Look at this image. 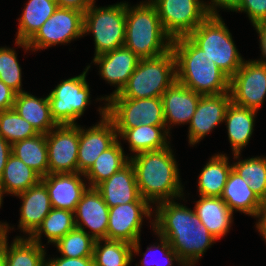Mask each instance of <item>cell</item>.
Instances as JSON below:
<instances>
[{
  "label": "cell",
  "instance_id": "6da1fadb",
  "mask_svg": "<svg viewBox=\"0 0 266 266\" xmlns=\"http://www.w3.org/2000/svg\"><path fill=\"white\" fill-rule=\"evenodd\" d=\"M156 207L154 222L151 221L155 234L170 243L185 266H194L217 239L200 223L195 210L174 200Z\"/></svg>",
  "mask_w": 266,
  "mask_h": 266
},
{
  "label": "cell",
  "instance_id": "7a4b0ae2",
  "mask_svg": "<svg viewBox=\"0 0 266 266\" xmlns=\"http://www.w3.org/2000/svg\"><path fill=\"white\" fill-rule=\"evenodd\" d=\"M140 196L149 203L183 198L179 169L171 147L130 156Z\"/></svg>",
  "mask_w": 266,
  "mask_h": 266
},
{
  "label": "cell",
  "instance_id": "3957f363",
  "mask_svg": "<svg viewBox=\"0 0 266 266\" xmlns=\"http://www.w3.org/2000/svg\"><path fill=\"white\" fill-rule=\"evenodd\" d=\"M176 81L201 95L229 92L230 78L188 36L174 38Z\"/></svg>",
  "mask_w": 266,
  "mask_h": 266
},
{
  "label": "cell",
  "instance_id": "277c9868",
  "mask_svg": "<svg viewBox=\"0 0 266 266\" xmlns=\"http://www.w3.org/2000/svg\"><path fill=\"white\" fill-rule=\"evenodd\" d=\"M172 41L160 22L156 7L149 0L133 7L126 3L125 47L140 59H147L170 51Z\"/></svg>",
  "mask_w": 266,
  "mask_h": 266
},
{
  "label": "cell",
  "instance_id": "5b68a950",
  "mask_svg": "<svg viewBox=\"0 0 266 266\" xmlns=\"http://www.w3.org/2000/svg\"><path fill=\"white\" fill-rule=\"evenodd\" d=\"M175 81L176 60L171 49L157 57L140 59L124 88L110 98L162 97Z\"/></svg>",
  "mask_w": 266,
  "mask_h": 266
},
{
  "label": "cell",
  "instance_id": "8992f818",
  "mask_svg": "<svg viewBox=\"0 0 266 266\" xmlns=\"http://www.w3.org/2000/svg\"><path fill=\"white\" fill-rule=\"evenodd\" d=\"M188 37L231 78L244 59L220 15H209Z\"/></svg>",
  "mask_w": 266,
  "mask_h": 266
},
{
  "label": "cell",
  "instance_id": "52a82bcc",
  "mask_svg": "<svg viewBox=\"0 0 266 266\" xmlns=\"http://www.w3.org/2000/svg\"><path fill=\"white\" fill-rule=\"evenodd\" d=\"M126 2L96 7L95 2L84 12L83 33L93 34L95 56L124 46Z\"/></svg>",
  "mask_w": 266,
  "mask_h": 266
},
{
  "label": "cell",
  "instance_id": "ba28073f",
  "mask_svg": "<svg viewBox=\"0 0 266 266\" xmlns=\"http://www.w3.org/2000/svg\"><path fill=\"white\" fill-rule=\"evenodd\" d=\"M62 80L47 96L52 119L57 125H77L75 122L84 114L90 104V89L86 82V73Z\"/></svg>",
  "mask_w": 266,
  "mask_h": 266
},
{
  "label": "cell",
  "instance_id": "9c48e42d",
  "mask_svg": "<svg viewBox=\"0 0 266 266\" xmlns=\"http://www.w3.org/2000/svg\"><path fill=\"white\" fill-rule=\"evenodd\" d=\"M106 115L116 130H127L139 125L166 126L161 97L109 98Z\"/></svg>",
  "mask_w": 266,
  "mask_h": 266
},
{
  "label": "cell",
  "instance_id": "30bf717a",
  "mask_svg": "<svg viewBox=\"0 0 266 266\" xmlns=\"http://www.w3.org/2000/svg\"><path fill=\"white\" fill-rule=\"evenodd\" d=\"M83 24V12L58 7L28 42L16 40V44L29 51L30 49L32 51L47 49L56 44H66L83 37Z\"/></svg>",
  "mask_w": 266,
  "mask_h": 266
},
{
  "label": "cell",
  "instance_id": "8fae6325",
  "mask_svg": "<svg viewBox=\"0 0 266 266\" xmlns=\"http://www.w3.org/2000/svg\"><path fill=\"white\" fill-rule=\"evenodd\" d=\"M150 203L141 196L127 204H119L109 208L107 240L124 241L132 244L133 252H140V233L143 216L151 218Z\"/></svg>",
  "mask_w": 266,
  "mask_h": 266
},
{
  "label": "cell",
  "instance_id": "7c38bea8",
  "mask_svg": "<svg viewBox=\"0 0 266 266\" xmlns=\"http://www.w3.org/2000/svg\"><path fill=\"white\" fill-rule=\"evenodd\" d=\"M172 39L188 36L209 14L202 0H149Z\"/></svg>",
  "mask_w": 266,
  "mask_h": 266
},
{
  "label": "cell",
  "instance_id": "4fadbf2b",
  "mask_svg": "<svg viewBox=\"0 0 266 266\" xmlns=\"http://www.w3.org/2000/svg\"><path fill=\"white\" fill-rule=\"evenodd\" d=\"M229 92L235 105L258 111L266 96V63L244 61L230 78Z\"/></svg>",
  "mask_w": 266,
  "mask_h": 266
},
{
  "label": "cell",
  "instance_id": "5bb4252c",
  "mask_svg": "<svg viewBox=\"0 0 266 266\" xmlns=\"http://www.w3.org/2000/svg\"><path fill=\"white\" fill-rule=\"evenodd\" d=\"M49 174L78 172L79 125H57L46 134Z\"/></svg>",
  "mask_w": 266,
  "mask_h": 266
},
{
  "label": "cell",
  "instance_id": "9a60e30c",
  "mask_svg": "<svg viewBox=\"0 0 266 266\" xmlns=\"http://www.w3.org/2000/svg\"><path fill=\"white\" fill-rule=\"evenodd\" d=\"M99 123L89 129L79 126L78 172L85 174L98 156L110 148L118 139L113 121L106 115V103L98 109Z\"/></svg>",
  "mask_w": 266,
  "mask_h": 266
},
{
  "label": "cell",
  "instance_id": "2e32d148",
  "mask_svg": "<svg viewBox=\"0 0 266 266\" xmlns=\"http://www.w3.org/2000/svg\"><path fill=\"white\" fill-rule=\"evenodd\" d=\"M230 92L219 95H202L189 123V144L195 145L224 121L231 103Z\"/></svg>",
  "mask_w": 266,
  "mask_h": 266
},
{
  "label": "cell",
  "instance_id": "e0dca14e",
  "mask_svg": "<svg viewBox=\"0 0 266 266\" xmlns=\"http://www.w3.org/2000/svg\"><path fill=\"white\" fill-rule=\"evenodd\" d=\"M140 58L125 46L94 56L93 63L99 65L101 77L117 88L101 101H107L111 96L119 94L135 71Z\"/></svg>",
  "mask_w": 266,
  "mask_h": 266
},
{
  "label": "cell",
  "instance_id": "ac0fdd59",
  "mask_svg": "<svg viewBox=\"0 0 266 266\" xmlns=\"http://www.w3.org/2000/svg\"><path fill=\"white\" fill-rule=\"evenodd\" d=\"M74 220L76 228L84 231L83 225L90 228L91 232L86 233L95 240L107 239L109 207L95 187H88L83 193L74 211Z\"/></svg>",
  "mask_w": 266,
  "mask_h": 266
},
{
  "label": "cell",
  "instance_id": "d6986e66",
  "mask_svg": "<svg viewBox=\"0 0 266 266\" xmlns=\"http://www.w3.org/2000/svg\"><path fill=\"white\" fill-rule=\"evenodd\" d=\"M80 176L83 173L48 174L41 178L46 186L53 208L75 211L83 193L89 186Z\"/></svg>",
  "mask_w": 266,
  "mask_h": 266
},
{
  "label": "cell",
  "instance_id": "ffe728a7",
  "mask_svg": "<svg viewBox=\"0 0 266 266\" xmlns=\"http://www.w3.org/2000/svg\"><path fill=\"white\" fill-rule=\"evenodd\" d=\"M201 96L177 81L163 93L161 98L168 133L172 124L190 123Z\"/></svg>",
  "mask_w": 266,
  "mask_h": 266
},
{
  "label": "cell",
  "instance_id": "44dd1931",
  "mask_svg": "<svg viewBox=\"0 0 266 266\" xmlns=\"http://www.w3.org/2000/svg\"><path fill=\"white\" fill-rule=\"evenodd\" d=\"M16 196L22 199L18 226L24 233H28L30 238L53 208L48 191L46 186L40 181L37 185Z\"/></svg>",
  "mask_w": 266,
  "mask_h": 266
},
{
  "label": "cell",
  "instance_id": "7402d4cb",
  "mask_svg": "<svg viewBox=\"0 0 266 266\" xmlns=\"http://www.w3.org/2000/svg\"><path fill=\"white\" fill-rule=\"evenodd\" d=\"M95 188L109 208L135 202L140 197L135 171L130 161Z\"/></svg>",
  "mask_w": 266,
  "mask_h": 266
},
{
  "label": "cell",
  "instance_id": "603a6c76",
  "mask_svg": "<svg viewBox=\"0 0 266 266\" xmlns=\"http://www.w3.org/2000/svg\"><path fill=\"white\" fill-rule=\"evenodd\" d=\"M199 221L216 238L220 239L230 230L233 211L220 197L200 196L194 206Z\"/></svg>",
  "mask_w": 266,
  "mask_h": 266
},
{
  "label": "cell",
  "instance_id": "cb8c5ba5",
  "mask_svg": "<svg viewBox=\"0 0 266 266\" xmlns=\"http://www.w3.org/2000/svg\"><path fill=\"white\" fill-rule=\"evenodd\" d=\"M256 114V110L244 108L232 102L227 108L224 121L235 159L240 158L241 150L249 143Z\"/></svg>",
  "mask_w": 266,
  "mask_h": 266
},
{
  "label": "cell",
  "instance_id": "d4e9b609",
  "mask_svg": "<svg viewBox=\"0 0 266 266\" xmlns=\"http://www.w3.org/2000/svg\"><path fill=\"white\" fill-rule=\"evenodd\" d=\"M220 198L233 212L239 211L255 218L263 203L247 182L233 169L228 175Z\"/></svg>",
  "mask_w": 266,
  "mask_h": 266
},
{
  "label": "cell",
  "instance_id": "484cf974",
  "mask_svg": "<svg viewBox=\"0 0 266 266\" xmlns=\"http://www.w3.org/2000/svg\"><path fill=\"white\" fill-rule=\"evenodd\" d=\"M13 109L39 134H47L57 126L50 113L48 98H37L28 92L16 94Z\"/></svg>",
  "mask_w": 266,
  "mask_h": 266
},
{
  "label": "cell",
  "instance_id": "4316f807",
  "mask_svg": "<svg viewBox=\"0 0 266 266\" xmlns=\"http://www.w3.org/2000/svg\"><path fill=\"white\" fill-rule=\"evenodd\" d=\"M41 176L22 160L11 154L0 178V206L3 194L18 195L41 181Z\"/></svg>",
  "mask_w": 266,
  "mask_h": 266
},
{
  "label": "cell",
  "instance_id": "83f0119b",
  "mask_svg": "<svg viewBox=\"0 0 266 266\" xmlns=\"http://www.w3.org/2000/svg\"><path fill=\"white\" fill-rule=\"evenodd\" d=\"M0 252L5 266H45L46 252L43 244L40 245L29 237L18 236L9 247L6 235L2 240Z\"/></svg>",
  "mask_w": 266,
  "mask_h": 266
},
{
  "label": "cell",
  "instance_id": "f1b7e54d",
  "mask_svg": "<svg viewBox=\"0 0 266 266\" xmlns=\"http://www.w3.org/2000/svg\"><path fill=\"white\" fill-rule=\"evenodd\" d=\"M117 135L129 143V148L135 155L164 149L169 145L166 126L139 125L127 130H116ZM169 134V135H168Z\"/></svg>",
  "mask_w": 266,
  "mask_h": 266
},
{
  "label": "cell",
  "instance_id": "f546056e",
  "mask_svg": "<svg viewBox=\"0 0 266 266\" xmlns=\"http://www.w3.org/2000/svg\"><path fill=\"white\" fill-rule=\"evenodd\" d=\"M225 154H215L202 168L199 174L198 190L200 196L220 197L232 170Z\"/></svg>",
  "mask_w": 266,
  "mask_h": 266
},
{
  "label": "cell",
  "instance_id": "4dcf8cb0",
  "mask_svg": "<svg viewBox=\"0 0 266 266\" xmlns=\"http://www.w3.org/2000/svg\"><path fill=\"white\" fill-rule=\"evenodd\" d=\"M58 8L55 0H29L19 20L18 41L28 42Z\"/></svg>",
  "mask_w": 266,
  "mask_h": 266
},
{
  "label": "cell",
  "instance_id": "1f68e13d",
  "mask_svg": "<svg viewBox=\"0 0 266 266\" xmlns=\"http://www.w3.org/2000/svg\"><path fill=\"white\" fill-rule=\"evenodd\" d=\"M12 154L36 171L41 177L49 174L46 134L20 140L12 144Z\"/></svg>",
  "mask_w": 266,
  "mask_h": 266
},
{
  "label": "cell",
  "instance_id": "d6a6232c",
  "mask_svg": "<svg viewBox=\"0 0 266 266\" xmlns=\"http://www.w3.org/2000/svg\"><path fill=\"white\" fill-rule=\"evenodd\" d=\"M125 156L121 142L118 140L107 150L103 151L90 169L84 174L89 181V187H96L102 181L110 178L129 162Z\"/></svg>",
  "mask_w": 266,
  "mask_h": 266
},
{
  "label": "cell",
  "instance_id": "836d02e7",
  "mask_svg": "<svg viewBox=\"0 0 266 266\" xmlns=\"http://www.w3.org/2000/svg\"><path fill=\"white\" fill-rule=\"evenodd\" d=\"M75 227L74 212L52 208L50 213L44 218L41 226L30 238L41 245V234L44 233L48 243L55 244Z\"/></svg>",
  "mask_w": 266,
  "mask_h": 266
},
{
  "label": "cell",
  "instance_id": "e575fe53",
  "mask_svg": "<svg viewBox=\"0 0 266 266\" xmlns=\"http://www.w3.org/2000/svg\"><path fill=\"white\" fill-rule=\"evenodd\" d=\"M104 241L105 244H102ZM95 266H129L132 261V244L124 241L97 239L94 244Z\"/></svg>",
  "mask_w": 266,
  "mask_h": 266
},
{
  "label": "cell",
  "instance_id": "d590c367",
  "mask_svg": "<svg viewBox=\"0 0 266 266\" xmlns=\"http://www.w3.org/2000/svg\"><path fill=\"white\" fill-rule=\"evenodd\" d=\"M232 169L247 182L262 201H266V157L239 159L232 164Z\"/></svg>",
  "mask_w": 266,
  "mask_h": 266
},
{
  "label": "cell",
  "instance_id": "8d00e7d4",
  "mask_svg": "<svg viewBox=\"0 0 266 266\" xmlns=\"http://www.w3.org/2000/svg\"><path fill=\"white\" fill-rule=\"evenodd\" d=\"M95 241L86 231L75 227L55 243V246L63 257H93Z\"/></svg>",
  "mask_w": 266,
  "mask_h": 266
},
{
  "label": "cell",
  "instance_id": "74e56055",
  "mask_svg": "<svg viewBox=\"0 0 266 266\" xmlns=\"http://www.w3.org/2000/svg\"><path fill=\"white\" fill-rule=\"evenodd\" d=\"M38 134L34 127L14 109L0 111V135L11 145Z\"/></svg>",
  "mask_w": 266,
  "mask_h": 266
},
{
  "label": "cell",
  "instance_id": "f35d334b",
  "mask_svg": "<svg viewBox=\"0 0 266 266\" xmlns=\"http://www.w3.org/2000/svg\"><path fill=\"white\" fill-rule=\"evenodd\" d=\"M22 73L14 49L0 47V80L16 94L22 90Z\"/></svg>",
  "mask_w": 266,
  "mask_h": 266
},
{
  "label": "cell",
  "instance_id": "ab89813d",
  "mask_svg": "<svg viewBox=\"0 0 266 266\" xmlns=\"http://www.w3.org/2000/svg\"><path fill=\"white\" fill-rule=\"evenodd\" d=\"M234 11L246 12L253 27L266 22V0H241Z\"/></svg>",
  "mask_w": 266,
  "mask_h": 266
},
{
  "label": "cell",
  "instance_id": "60d3db41",
  "mask_svg": "<svg viewBox=\"0 0 266 266\" xmlns=\"http://www.w3.org/2000/svg\"><path fill=\"white\" fill-rule=\"evenodd\" d=\"M159 237V240H160V245H154V246H150V247H147V251L146 252H151L153 249L157 252L158 251H161L160 253H162L166 259V263L164 266H172V261H178V263H180L179 265L181 266H185L181 261L180 259L178 258V255H177V252L171 247L170 243L163 237L161 236H158ZM154 251V253H155ZM152 253V252H151ZM148 255L150 256V254L148 253H143V256L144 258L140 261L141 265L142 266H162L163 262L160 264L158 262H154L153 260H151L153 263H151L147 257ZM147 260L151 263V265H148L147 263Z\"/></svg>",
  "mask_w": 266,
  "mask_h": 266
},
{
  "label": "cell",
  "instance_id": "b9f144b4",
  "mask_svg": "<svg viewBox=\"0 0 266 266\" xmlns=\"http://www.w3.org/2000/svg\"><path fill=\"white\" fill-rule=\"evenodd\" d=\"M45 266H95L93 257L70 258L63 257L53 258L45 261Z\"/></svg>",
  "mask_w": 266,
  "mask_h": 266
},
{
  "label": "cell",
  "instance_id": "7bdbcfd3",
  "mask_svg": "<svg viewBox=\"0 0 266 266\" xmlns=\"http://www.w3.org/2000/svg\"><path fill=\"white\" fill-rule=\"evenodd\" d=\"M241 0H211L210 3H204L206 11L209 15H219L217 7L233 11L238 7Z\"/></svg>",
  "mask_w": 266,
  "mask_h": 266
},
{
  "label": "cell",
  "instance_id": "ee69618b",
  "mask_svg": "<svg viewBox=\"0 0 266 266\" xmlns=\"http://www.w3.org/2000/svg\"><path fill=\"white\" fill-rule=\"evenodd\" d=\"M16 93L0 80V111L13 109Z\"/></svg>",
  "mask_w": 266,
  "mask_h": 266
},
{
  "label": "cell",
  "instance_id": "f6af8a7d",
  "mask_svg": "<svg viewBox=\"0 0 266 266\" xmlns=\"http://www.w3.org/2000/svg\"><path fill=\"white\" fill-rule=\"evenodd\" d=\"M58 7L75 9L80 12H85L95 0H55Z\"/></svg>",
  "mask_w": 266,
  "mask_h": 266
},
{
  "label": "cell",
  "instance_id": "bcb514c9",
  "mask_svg": "<svg viewBox=\"0 0 266 266\" xmlns=\"http://www.w3.org/2000/svg\"><path fill=\"white\" fill-rule=\"evenodd\" d=\"M12 154V145L0 135V178L2 177L4 167Z\"/></svg>",
  "mask_w": 266,
  "mask_h": 266
},
{
  "label": "cell",
  "instance_id": "7dc6e473",
  "mask_svg": "<svg viewBox=\"0 0 266 266\" xmlns=\"http://www.w3.org/2000/svg\"><path fill=\"white\" fill-rule=\"evenodd\" d=\"M256 217L258 218L256 228L266 241V201H263V203L259 207L258 214Z\"/></svg>",
  "mask_w": 266,
  "mask_h": 266
},
{
  "label": "cell",
  "instance_id": "c3c4849f",
  "mask_svg": "<svg viewBox=\"0 0 266 266\" xmlns=\"http://www.w3.org/2000/svg\"><path fill=\"white\" fill-rule=\"evenodd\" d=\"M255 30L257 31V33L259 34V41H260V48H261V53L263 56V59H259L263 62L266 63V22L260 24L259 26L255 27Z\"/></svg>",
  "mask_w": 266,
  "mask_h": 266
},
{
  "label": "cell",
  "instance_id": "681fc988",
  "mask_svg": "<svg viewBox=\"0 0 266 266\" xmlns=\"http://www.w3.org/2000/svg\"><path fill=\"white\" fill-rule=\"evenodd\" d=\"M9 229H10V227L6 222L5 223L0 222V248H1L2 240L7 235Z\"/></svg>",
  "mask_w": 266,
  "mask_h": 266
},
{
  "label": "cell",
  "instance_id": "f907efd6",
  "mask_svg": "<svg viewBox=\"0 0 266 266\" xmlns=\"http://www.w3.org/2000/svg\"><path fill=\"white\" fill-rule=\"evenodd\" d=\"M0 266H5V260L0 252Z\"/></svg>",
  "mask_w": 266,
  "mask_h": 266
}]
</instances>
